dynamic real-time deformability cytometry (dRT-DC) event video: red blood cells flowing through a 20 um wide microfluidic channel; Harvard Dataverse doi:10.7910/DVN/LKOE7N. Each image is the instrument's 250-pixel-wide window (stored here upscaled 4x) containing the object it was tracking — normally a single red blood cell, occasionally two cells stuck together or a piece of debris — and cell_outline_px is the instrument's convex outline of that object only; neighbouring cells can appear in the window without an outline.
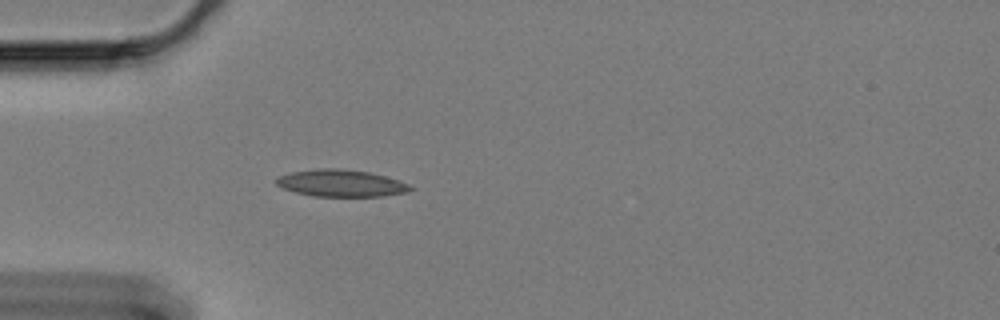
{"species": "Egyptian fruit bat (a non-hibernating species)", "species_latin": "Rousettus aegyptiacus", "temperature_condition": "cold", "stored_images_in_passage": 12, "camera_frame_rate_fps": 3000, "um_per_image_px": 0.085, "animal": {"sex": "female"}, "frame": {"image": 1, "passage_image": 1, "time_ms": 0.0, "image_size_px": [1000, 320], "cell_outline_px": [[416, 188], [408, 192], [380, 196], [316, 196], [296, 192], [284, 188], [276, 184], [276, 180], [280, 176], [292, 172], [316, 168], [340, 168], [368, 172], [384, 176], [408, 184]], "centroid_in_image_um": [29.01, 15.57], "position_along_channel_um": 56.0, "area_um2": 20.81}}
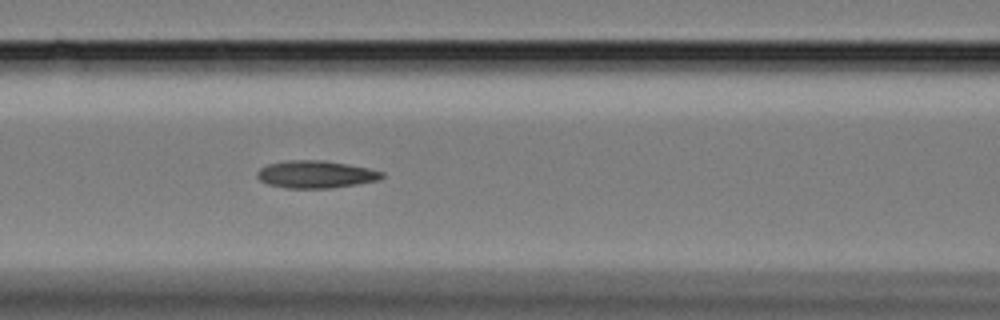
{"frame": {"image": 2, "passage_image": 9, "time_ms": 2.667, "image_size_px": [1000, 320], "cell_outline_px": [[384, 176], [380, 180], [332, 188], [288, 188], [268, 184], [260, 180], [256, 176], [256, 172], [260, 168], [268, 164], [288, 160], [320, 160], [348, 164], [368, 168], [384, 172]], "centroid_in_image_um": [26.84, 14.82], "position_along_channel_um": 139.8, "area_um2": 19.94}}
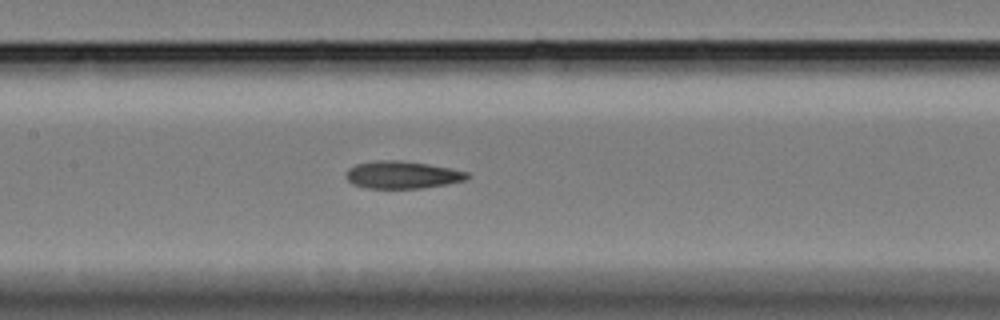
{"frame": {"image": 3, "passage_image": 12, "time_ms": 3.667, "image_size_px": [1000, 320], "cell_outline_px": [[468, 176], [464, 180], [444, 184], [420, 188], [368, 188], [352, 184], [348, 180], [348, 168], [356, 164], [376, 160], [396, 160], [428, 164], [468, 172]], "centroid_in_image_um": [34.15, 14.85], "position_along_channel_um": 173.2, "area_um2": 18.96}}